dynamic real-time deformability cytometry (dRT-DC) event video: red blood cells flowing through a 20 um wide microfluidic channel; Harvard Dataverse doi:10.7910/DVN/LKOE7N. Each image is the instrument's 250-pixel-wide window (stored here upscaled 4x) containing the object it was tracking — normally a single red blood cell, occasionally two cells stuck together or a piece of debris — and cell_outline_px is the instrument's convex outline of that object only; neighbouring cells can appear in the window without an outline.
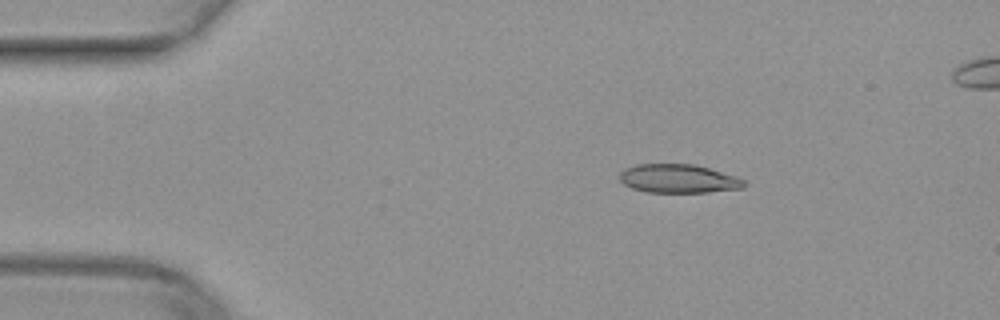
{"species": "common noctule bat (a hibernating species)", "species_latin": "Nyctalus noctula", "temperature_condition": "warm", "stored_images_in_passage": 43, "camera_frame_rate_fps": 3000, "um_per_image_px": 0.085, "animal": {"sex": "female", "body_mass_g": 29.2, "forearm_length_mm": 56.3}, "frame": {"image": 1, "passage_image": 1, "time_ms": 0.0, "image_size_px": [1000, 320], "cell_outline_px": [[744, 188], [708, 192], [648, 192], [632, 188], [624, 184], [620, 180], [620, 172], [624, 168], [636, 164], [696, 164], [736, 176], [744, 180]], "centroid_in_image_um": [57.65, 15.18], "position_along_channel_um": 27.3, "area_um2": 20.81}}
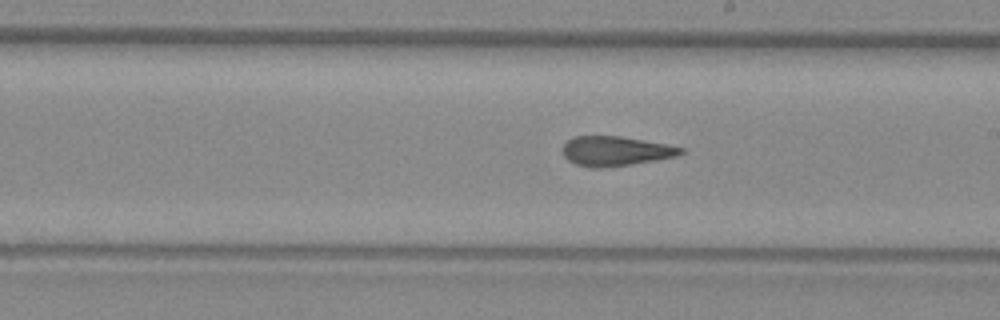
{"frame": {"image": 2, "passage_image": 21, "time_ms": 6.667, "image_size_px": [1000, 320], "cell_outline_px": [[684, 152], [676, 156], [656, 160], [632, 164], [604, 168], [592, 168], [576, 164], [568, 160], [564, 156], [560, 148], [572, 136], [620, 136], [664, 144], [684, 148]], "centroid_in_image_um": [52.26, 12.84], "position_along_channel_um": 236.7, "area_um2": 20.4}}
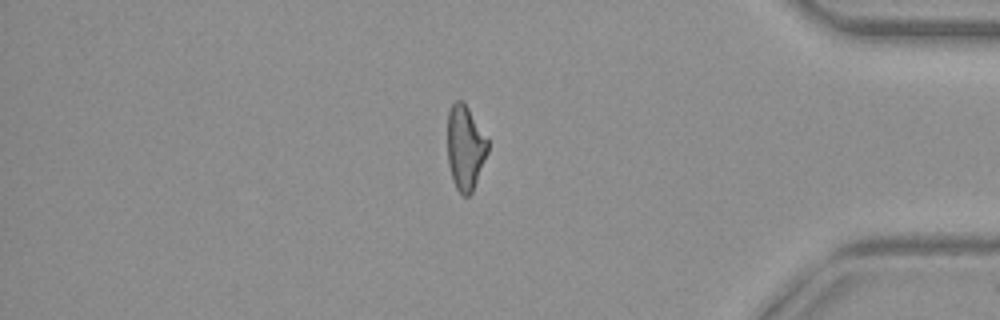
{"frame": {"image": 3, "passage_image": 35, "time_ms": 11.333, "image_size_px": [1000, 320], "cell_outline_px": [[488, 152], [472, 192], [468, 196], [464, 196], [456, 188], [452, 180], [448, 164], [448, 112], [452, 104], [456, 100], [464, 100], [488, 140]], "centroid_in_image_um": [39.54, 12.53], "position_along_channel_um": 395.7, "area_um2": 19.88}}